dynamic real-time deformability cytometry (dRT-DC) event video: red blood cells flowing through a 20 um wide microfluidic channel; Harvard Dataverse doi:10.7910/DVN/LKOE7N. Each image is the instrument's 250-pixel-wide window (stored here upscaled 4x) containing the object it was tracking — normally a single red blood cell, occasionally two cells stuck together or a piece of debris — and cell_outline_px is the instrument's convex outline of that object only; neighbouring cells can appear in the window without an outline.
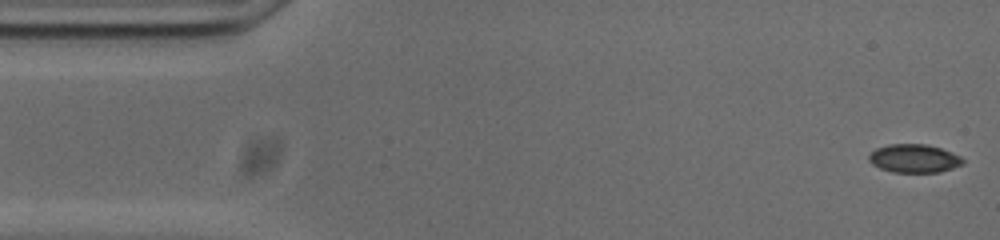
{"species": "common noctule bat (a hibernating species)", "species_latin": "Nyctalus noctula", "temperature_condition": "cold", "stored_images_in_passage": 53, "camera_frame_rate_fps": 3000, "um_per_image_px": 0.085, "animal": {"sex": "male", "body_mass_g": 20.0, "forearm_length_mm": 53.3}, "frame": {"image": 1, "passage_image": 1, "time_ms": 0.0, "image_size_px": [1000, 240], "cell_outline_px": [[964, 164], [940, 172], [892, 172], [880, 168], [872, 164], [868, 160], [868, 156], [876, 148], [888, 144], [928, 144], [952, 152], [960, 156], [964, 160]], "centroid_in_image_um": [77.7, 13.46], "position_along_channel_um": 7.3, "area_um2": 15.61}}
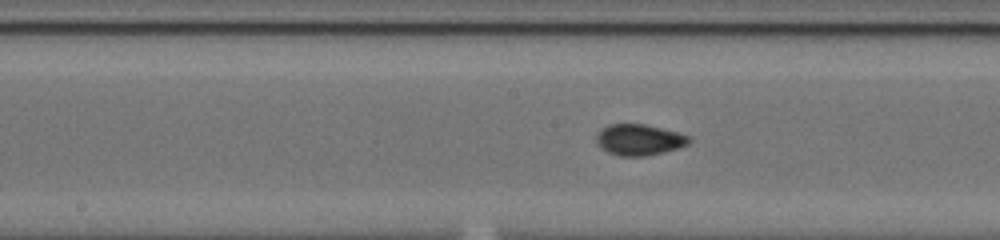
{"frame": {"image": 2, "passage_image": 25, "time_ms": 8.0, "image_size_px": [1000, 240], "cell_outline_px": [[692, 140], [688, 144], [664, 152], [644, 156], [620, 156], [608, 152], [596, 140], [596, 132], [608, 124], [644, 124], [676, 132], [688, 136]], "centroid_in_image_um": [54.31, 11.87], "position_along_channel_um": 193.9, "area_um2": 16.53}}
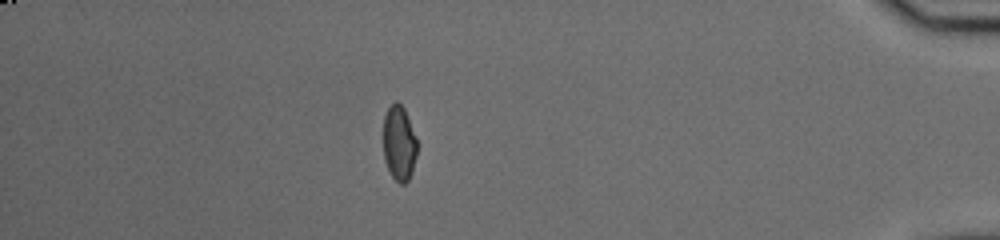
{"frame": {"image": 3, "passage_image": 46, "time_ms": 15.0, "image_size_px": [1000, 240], "cell_outline_px": [[416, 156], [412, 172], [408, 180], [404, 184], [400, 184], [392, 176], [384, 160], [384, 116], [388, 108], [396, 100], [404, 108], [416, 136]], "centroid_in_image_um": [33.93, 12.17], "position_along_channel_um": 401.3, "area_um2": 14.68}, "authors_computed_cell_mechanics": {"area_um2": 15.7794, "velocity_mm_per_s": 3.7412, "shape_relaxation_time_tau1_ms": null, "shape_relaxation_time_tau2_ms": 1.4115, "deformation_change_tau1": null, "deformation_change_tau2": 0.0503}}